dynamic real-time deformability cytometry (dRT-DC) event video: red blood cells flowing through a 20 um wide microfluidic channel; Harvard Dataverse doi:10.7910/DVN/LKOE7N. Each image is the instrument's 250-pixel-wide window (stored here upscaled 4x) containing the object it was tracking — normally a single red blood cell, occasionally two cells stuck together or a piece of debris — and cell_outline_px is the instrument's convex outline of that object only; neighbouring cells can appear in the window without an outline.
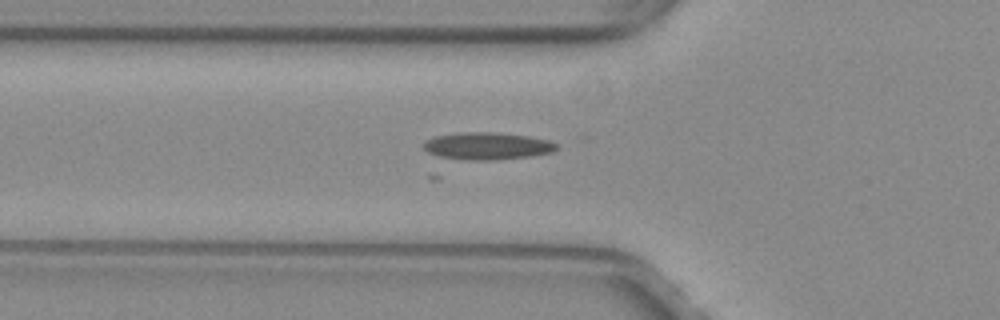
{"species": "common noctule bat (a hibernating species)", "species_latin": "Nyctalus noctula", "temperature_condition": "warm", "stored_images_in_passage": 32, "camera_frame_rate_fps": 3000, "um_per_image_px": 0.085, "animal": {"sex": "female", "body_mass_g": 29.2, "forearm_length_mm": 56.3}, "frame": {"image": 1, "passage_image": 9, "time_ms": 2.667, "image_size_px": [1000, 320], "cell_outline_px": [[556, 148], [552, 152], [532, 156], [496, 160], [464, 160], [440, 156], [428, 152], [424, 148], [424, 140], [436, 136], [464, 132], [492, 132], [528, 136], [548, 140], [556, 144]], "centroid_in_image_um": [41.41, 12.41], "position_along_channel_um": 84.4, "area_um2": 20.98}}
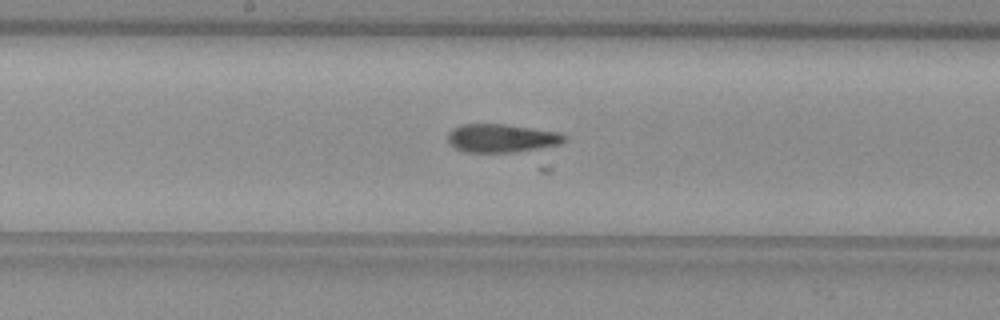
{"frame": {"image": 2, "passage_image": 18, "time_ms": 5.667, "image_size_px": [1000, 320], "cell_outline_px": [[568, 140], [560, 144], [516, 152], [464, 152], [448, 144], [448, 132], [452, 128], [460, 124], [504, 124], [560, 132], [568, 136]], "centroid_in_image_um": [42.63, 11.74], "position_along_channel_um": 205.6, "area_um2": 19.48}}
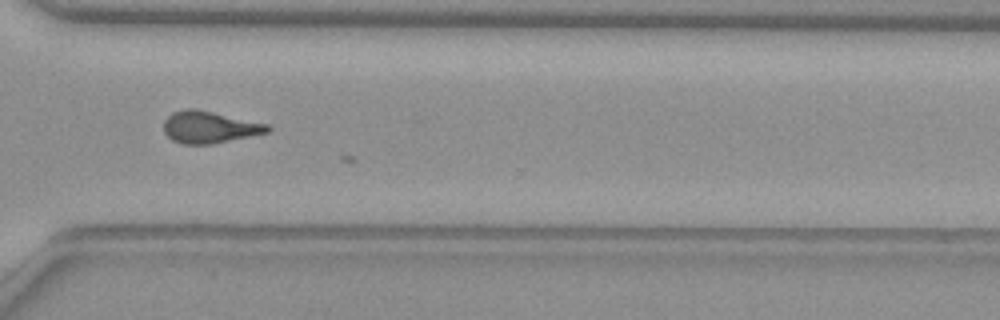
{"frame": {"image": 3, "passage_image": 29, "time_ms": 9.333, "image_size_px": [1000, 320], "cell_outline_px": [[272, 128], [268, 132], [252, 136], [212, 144], [180, 144], [172, 140], [164, 132], [164, 120], [172, 112], [188, 108], [196, 108], [268, 124]], "centroid_in_image_um": [17.79, 10.81], "position_along_channel_um": 352.8, "area_um2": 19.42}}